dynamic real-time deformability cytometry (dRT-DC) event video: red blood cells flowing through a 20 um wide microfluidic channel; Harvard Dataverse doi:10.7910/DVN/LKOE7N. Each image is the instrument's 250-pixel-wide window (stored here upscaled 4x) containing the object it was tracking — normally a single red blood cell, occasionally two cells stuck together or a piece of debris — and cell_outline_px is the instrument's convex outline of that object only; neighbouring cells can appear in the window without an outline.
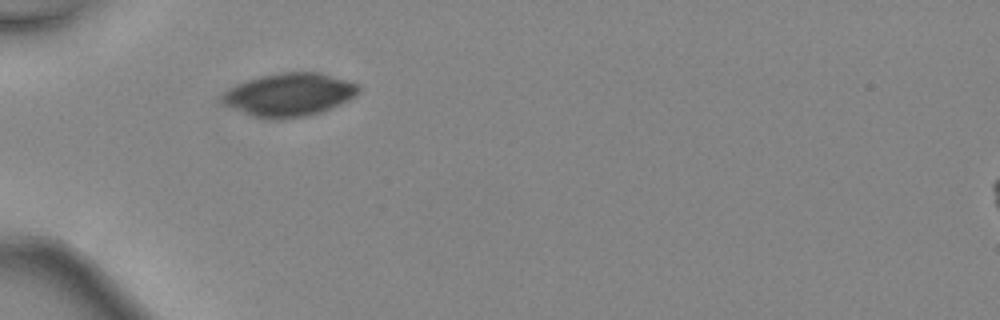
{"species": "common noctule bat (a hibernating species)", "species_latin": "Nyctalus noctula", "temperature_condition": "warm", "stored_images_in_passage": 32, "camera_frame_rate_fps": 3000, "um_per_image_px": 0.085, "animal": {"sex": "female", "body_mass_g": 24.6, "forearm_length_mm": 56.2}, "frame": {"image": 1, "passage_image": 1, "time_ms": 0.0, "image_size_px": [1000, 320], "cell_outline_px": [[360, 92], [356, 96], [340, 104], [320, 112], [304, 116], [256, 116], [232, 108], [224, 104], [220, 100], [232, 88], [248, 80], [260, 76], [280, 72], [320, 72], [360, 84]], "centroid_in_image_um": [24.69, 8.0], "position_along_channel_um": 60.3, "area_um2": 33.12}}
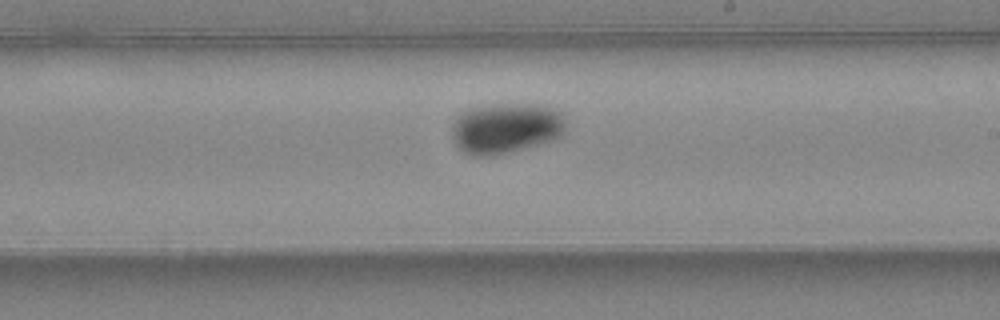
{"frame": {"image": 2, "passage_image": 14, "time_ms": 4.333, "image_size_px": [1000, 320], "cell_outline_px": [[564, 136], [552, 140], [508, 152], [492, 156], [472, 156], [464, 152], [452, 140], [452, 124], [456, 116], [460, 112], [468, 108], [496, 104], [528, 104], [552, 108], [560, 112], [564, 120]], "centroid_in_image_um": [42.95, 10.89], "position_along_channel_um": 246.1, "area_um2": 33.58}}
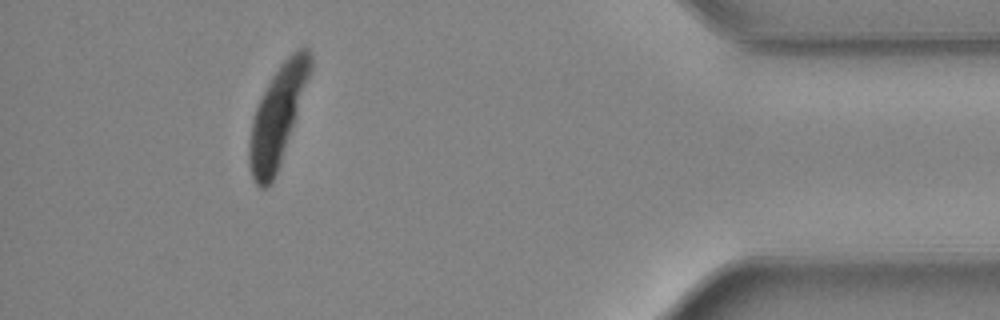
{"frame": {"image": 3, "passage_image": 28, "time_ms": 9.0, "image_size_px": [1000, 320], "cell_outline_px": [[312, 68], [296, 116], [276, 172], [272, 180], [264, 188], [260, 188], [256, 184], [252, 176], [248, 164], [248, 144], [252, 120], [256, 108], [272, 76], [280, 64], [296, 48], [308, 48], [312, 52]], "centroid_in_image_um": [23.58, 9.8], "position_along_channel_um": 411.6, "area_um2": 34.22}}